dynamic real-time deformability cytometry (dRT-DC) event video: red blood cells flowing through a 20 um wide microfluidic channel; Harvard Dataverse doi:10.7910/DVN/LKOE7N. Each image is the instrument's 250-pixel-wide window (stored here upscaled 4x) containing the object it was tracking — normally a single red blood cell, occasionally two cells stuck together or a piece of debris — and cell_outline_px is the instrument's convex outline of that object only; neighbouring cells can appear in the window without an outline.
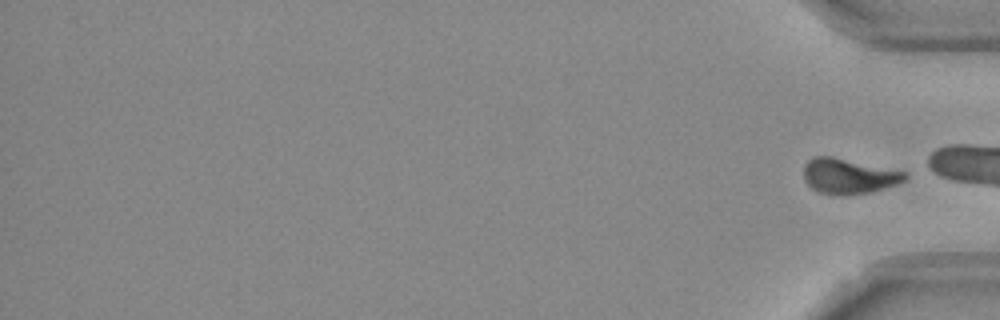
{"species": "Egyptian fruit bat (a non-hibernating species)", "species_latin": "Rousettus aegyptiacus", "temperature_condition": "room temperature", "stored_images_in_passage": 15, "segment_of_instrument_passage": [2, 2], "camera_frame_rate_fps": 3000, "um_per_image_px": 0.085, "frame": {"image": 1, "passage_image": 15, "time_ms": 4.667, "image_size_px": [1000, 320], "cell_outline_px": [[908, 180], [872, 192], [848, 196], [832, 196], [820, 192], [812, 188], [804, 180], [804, 164], [812, 156], [832, 156], [908, 172]], "centroid_in_image_um": [72.15, 14.98], "position_along_channel_um": 363.1, "area_um2": 21.27}}